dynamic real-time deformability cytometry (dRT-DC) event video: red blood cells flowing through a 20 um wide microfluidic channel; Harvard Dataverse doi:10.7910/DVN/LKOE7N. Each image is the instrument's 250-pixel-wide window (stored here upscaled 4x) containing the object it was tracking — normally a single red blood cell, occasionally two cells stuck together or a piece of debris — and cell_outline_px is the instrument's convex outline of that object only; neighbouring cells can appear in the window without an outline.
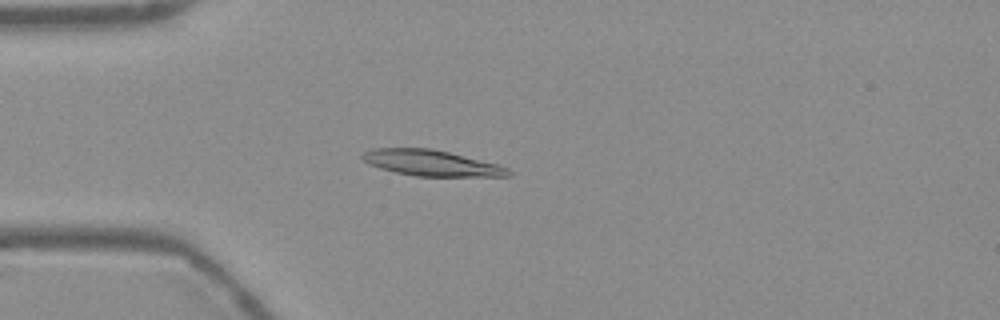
{"species": "Egyptian fruit bat (a non-hibernating species)", "species_latin": "Rousettus aegyptiacus", "temperature_condition": "warm", "stored_images_in_passage": 53, "camera_frame_rate_fps": 3000, "um_per_image_px": 0.085, "frame": {"image": 1, "passage_image": 14, "time_ms": 4.333, "image_size_px": [1000, 320], "cell_outline_px": [[512, 176], [416, 176], [396, 172], [380, 168], [368, 164], [360, 156], [364, 152], [372, 148], [432, 148], [500, 164], [508, 168], [512, 172]], "centroid_in_image_um": [36.69, 13.85], "position_along_channel_um": 48.3, "area_um2": 22.08}}
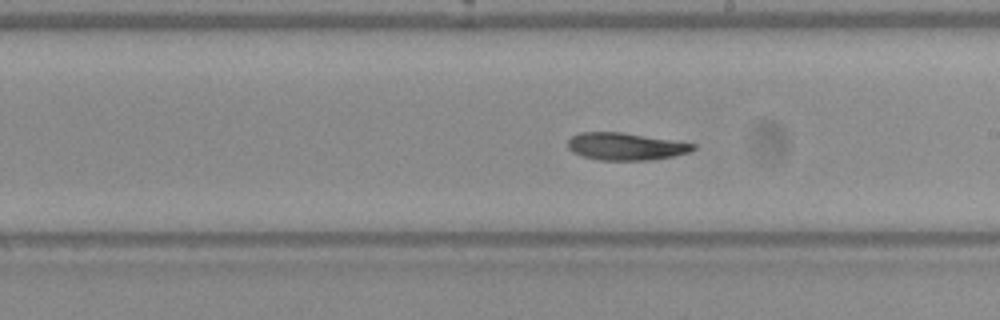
{"frame": {"image": 2, "passage_image": 30, "time_ms": 9.667, "image_size_px": [1000, 320], "cell_outline_px": [[696, 148], [688, 152], [672, 156], [648, 160], [600, 160], [580, 156], [572, 152], [568, 148], [568, 140], [572, 136], [580, 132], [620, 132], [672, 140], [696, 144]], "centroid_in_image_um": [53.13, 12.45], "position_along_channel_um": 235.9, "area_um2": 19.83}}
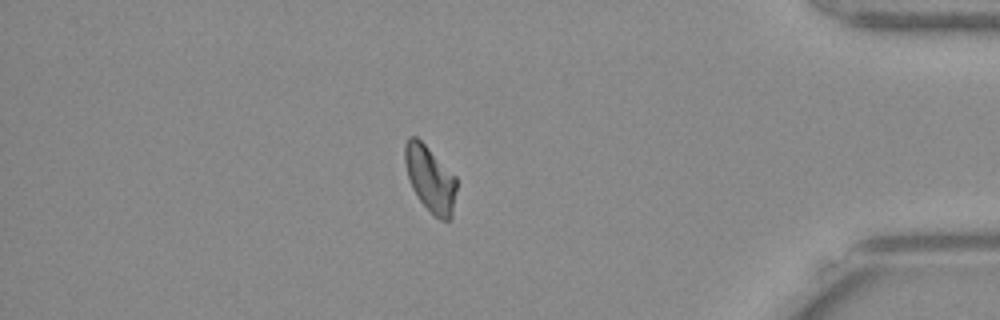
{"frame": {"image": 3, "passage_image": 46, "time_ms": 15.0, "image_size_px": [1000, 320], "cell_outline_px": [[456, 188], [452, 220], [440, 220], [420, 200], [412, 188], [404, 164], [404, 144], [408, 136], [416, 136], [456, 176]], "centroid_in_image_um": [36.56, 15.18], "position_along_channel_um": 398.6, "area_um2": 19.71}, "authors_computed_cell_mechanics": {"area_um2": 20.6924, "velocity_mm_per_s": 3.7632, "shape_relaxation_time_tau1_ms": null, "shape_relaxation_time_tau2_ms": 9.5774, "deformation_change_tau1": null, "deformation_change_tau2": 0.1498}}